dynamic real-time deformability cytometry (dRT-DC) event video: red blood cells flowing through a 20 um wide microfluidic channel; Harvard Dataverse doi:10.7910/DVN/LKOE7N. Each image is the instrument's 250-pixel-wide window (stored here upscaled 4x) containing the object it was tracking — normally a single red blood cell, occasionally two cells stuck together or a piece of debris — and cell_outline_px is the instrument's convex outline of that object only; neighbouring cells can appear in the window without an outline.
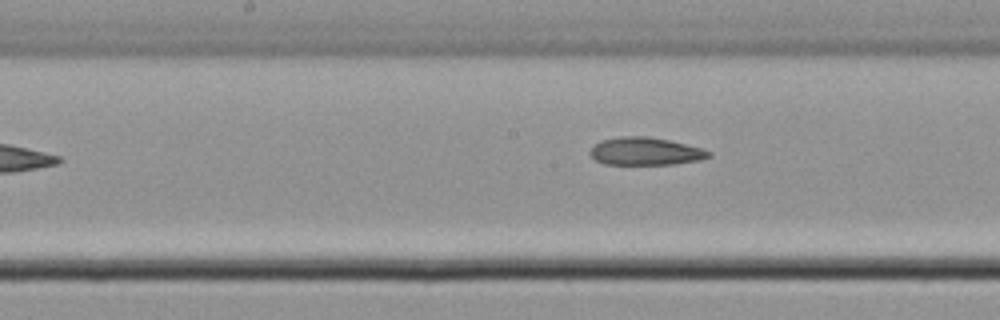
{"species": "common noctule bat (a hibernating species)", "species_latin": "Nyctalus noctula", "temperature_condition": "cold", "stored_images_in_passage": 8, "camera_frame_rate_fps": 3000, "um_per_image_px": 0.085, "animal": {"sex": "male", "body_mass_g": 21.5, "forearm_length_mm": 52.0}, "frame": {"image": 1, "passage_image": 8, "time_ms": 8.667, "image_size_px": [1000, 320], "cell_outline_px": [[712, 156], [700, 160], [676, 164], [604, 164], [596, 160], [588, 152], [592, 144], [600, 140], [620, 136], [648, 136], [668, 140], [704, 148], [712, 152]], "centroid_in_image_um": [54.86, 12.85], "position_along_channel_um": 193.3, "area_um2": 19.48}}